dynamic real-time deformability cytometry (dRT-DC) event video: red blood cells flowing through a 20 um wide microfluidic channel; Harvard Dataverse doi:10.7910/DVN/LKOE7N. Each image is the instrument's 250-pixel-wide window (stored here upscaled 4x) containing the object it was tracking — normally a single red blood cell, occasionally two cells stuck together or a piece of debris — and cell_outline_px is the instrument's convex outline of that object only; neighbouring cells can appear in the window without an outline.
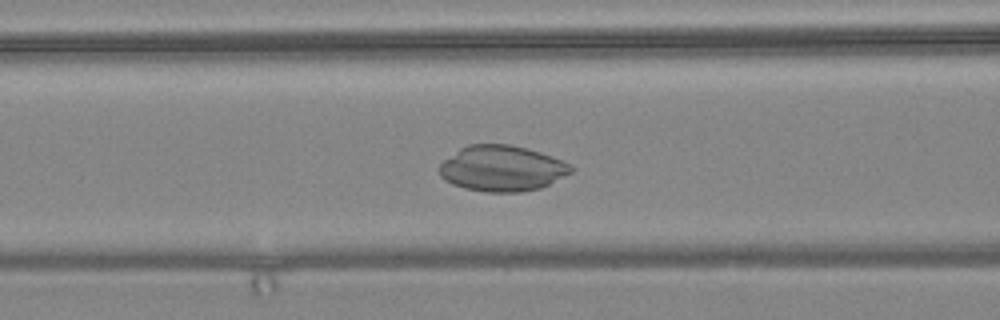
{"species": "common noctule bat (a hibernating species)", "species_latin": "Nyctalus noctula", "temperature_condition": "warm", "stored_images_in_passage": 57, "camera_frame_rate_fps": 3000, "um_per_image_px": 0.085, "animal": {"sex": "female", "body_mass_g": 24.6, "forearm_length_mm": 56.2}, "frame": {"image": 1, "passage_image": 23, "time_ms": 7.333, "image_size_px": [1000, 320], "cell_outline_px": [[576, 168], [572, 172], [540, 188], [520, 192], [484, 192], [464, 188], [452, 184], [444, 180], [440, 176], [440, 164], [444, 160], [460, 148], [468, 144], [508, 144], [528, 148], [552, 156], [572, 164]], "centroid_in_image_um": [42.68, 14.31], "position_along_channel_um": 123.9, "area_um2": 35.26}}
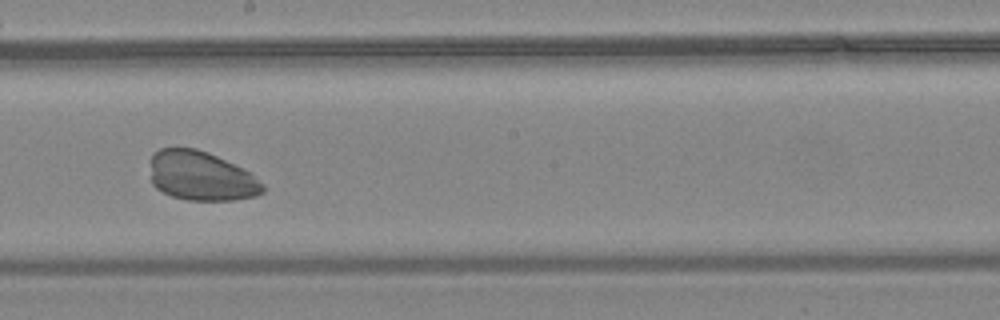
{"frame": {"image": 2, "passage_image": 32, "time_ms": 10.333, "image_size_px": [1000, 320], "cell_outline_px": [[264, 192], [256, 196], [236, 200], [188, 200], [172, 196], [156, 188], [152, 184], [152, 156], [160, 148], [196, 148], [208, 152], [248, 172], [264, 184]], "centroid_in_image_um": [17.11, 14.98], "position_along_channel_um": 231.1, "area_um2": 31.96}}
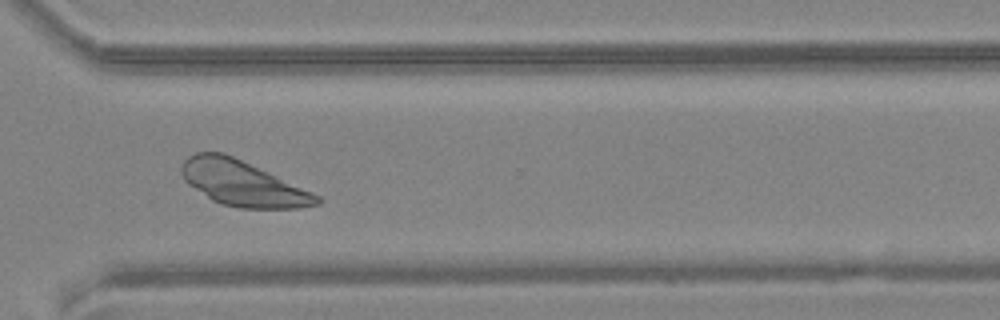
{"frame": {"image": 3, "passage_image": 42, "time_ms": 13.667, "image_size_px": [1000, 320], "cell_outline_px": [[324, 200], [320, 204], [300, 208], [240, 208], [220, 204], [212, 200], [188, 184], [184, 180], [180, 172], [180, 168], [184, 160], [188, 156], [196, 152], [224, 152], [312, 192], [320, 196]], "centroid_in_image_um": [20.61, 15.59], "position_along_channel_um": 350.0, "area_um2": 35.6}}